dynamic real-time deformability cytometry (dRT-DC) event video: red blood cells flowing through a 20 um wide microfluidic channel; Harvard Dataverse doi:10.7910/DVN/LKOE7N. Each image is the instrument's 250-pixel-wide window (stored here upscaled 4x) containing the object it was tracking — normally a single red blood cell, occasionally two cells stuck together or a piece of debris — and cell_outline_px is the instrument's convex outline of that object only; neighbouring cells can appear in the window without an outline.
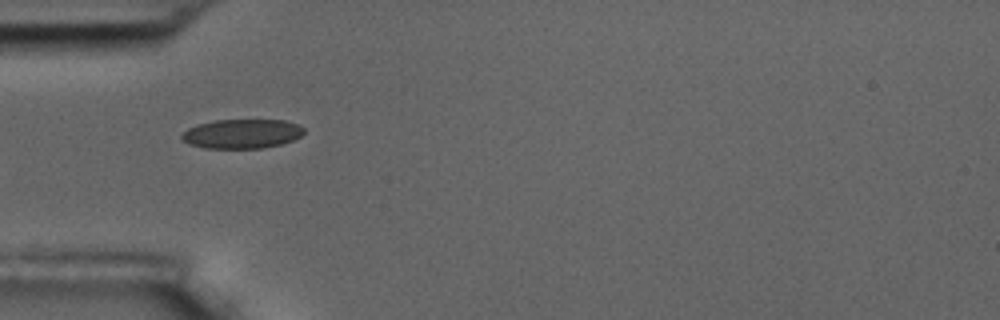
{"species": "common noctule bat (a hibernating species)", "species_latin": "Nyctalus noctula", "temperature_condition": "room temperature", "stored_images_in_passage": 11, "camera_frame_rate_fps": 3000, "um_per_image_px": 0.085, "animal": {"sex": "male", "body_mass_g": 17.5, "forearm_length_mm": 52.3}, "frame": {"image": 1, "passage_image": 1, "time_ms": 0.0, "image_size_px": [1000, 320], "cell_outline_px": [[304, 132], [300, 136], [292, 140], [280, 144], [260, 148], [204, 148], [188, 144], [180, 140], [180, 136], [188, 128], [196, 124], [216, 120], [284, 120], [296, 124], [304, 128]], "centroid_in_image_um": [20.5, 11.37], "position_along_channel_um": 64.5, "area_um2": 20.87}}
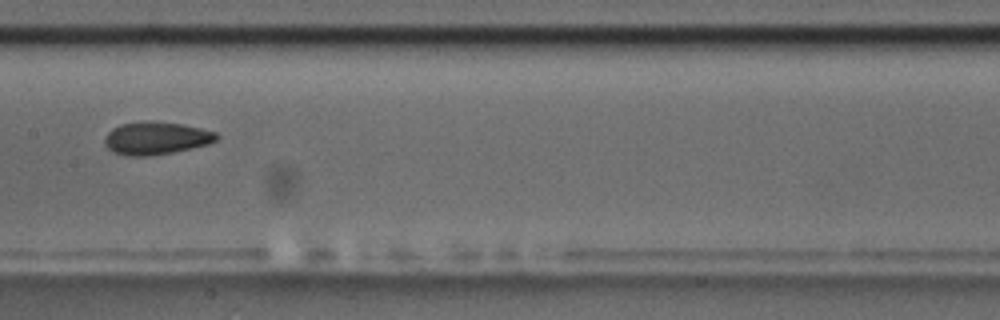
{"frame": {"image": 2, "passage_image": 4, "time_ms": 3.667, "image_size_px": [1000, 320], "cell_outline_px": [[220, 136], [216, 140], [208, 144], [192, 148], [172, 152], [148, 156], [124, 156], [112, 152], [104, 144], [104, 140], [108, 132], [112, 128], [120, 124], [144, 120], [152, 120], [180, 124], [200, 128], [216, 132]], "centroid_in_image_um": [13.23, 11.74], "position_along_channel_um": 194.2, "area_um2": 21.56}}
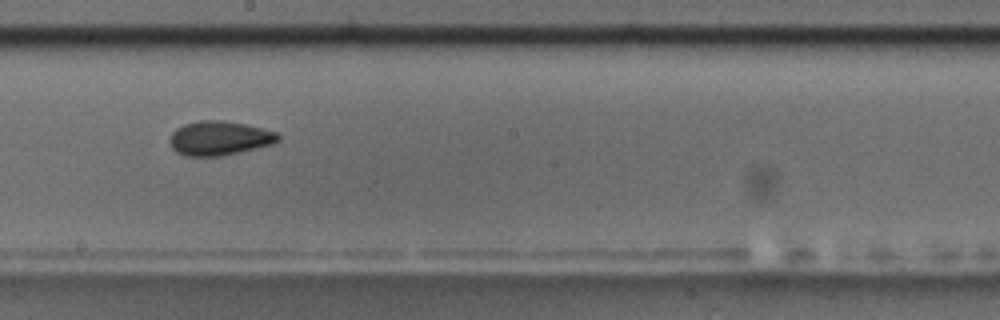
{"frame": {"image": 3, "passage_image": 5, "time_ms": 4.667, "image_size_px": [1000, 320], "cell_outline_px": [[280, 140], [272, 144], [240, 152], [220, 156], [184, 156], [176, 152], [172, 148], [168, 140], [172, 132], [176, 128], [184, 124], [200, 120], [220, 120], [244, 124], [276, 132], [280, 136]], "centroid_in_image_um": [18.6, 11.75], "position_along_channel_um": 229.6, "area_um2": 21.62}, "authors_computed_cell_mechanics": {"area_um2": 21.0392, "velocity_mm_per_s": 3.5609, "shape_relaxation_time_tau1_ms": 2.8566, "shape_relaxation_time_tau2_ms": 1.6393, "deformation_change_tau1": 0.0903, "deformation_change_tau2": 0.0519}}